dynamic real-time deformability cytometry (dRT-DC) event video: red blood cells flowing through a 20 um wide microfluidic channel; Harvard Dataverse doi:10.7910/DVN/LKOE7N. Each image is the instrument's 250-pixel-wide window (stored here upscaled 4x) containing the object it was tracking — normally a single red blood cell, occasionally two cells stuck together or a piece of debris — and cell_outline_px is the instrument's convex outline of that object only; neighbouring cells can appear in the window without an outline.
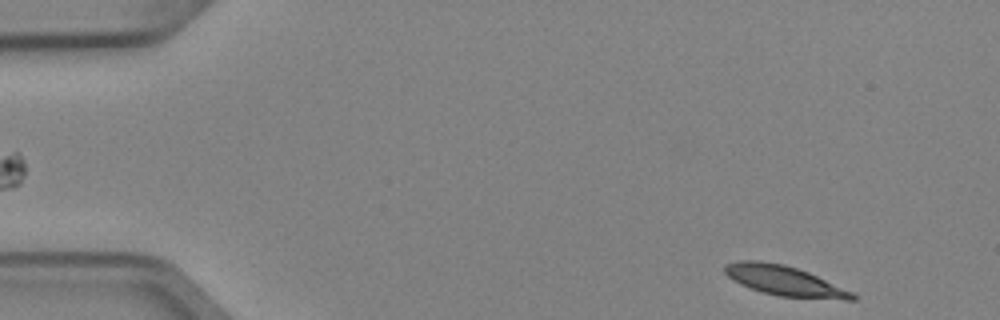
{"species": "Egyptian fruit bat (a non-hibernating species)", "species_latin": "Rousettus aegyptiacus", "temperature_condition": "cold", "stored_images_in_passage": 5, "segment_of_instrument_passage": [2, 2], "camera_frame_rate_fps": 3000, "um_per_image_px": 0.085, "animal": {"sex": "female"}, "frame": {"image": 1, "passage_image": 5, "time_ms": 1.333, "image_size_px": [1000, 320], "cell_outline_px": [[856, 300], [844, 300], [780, 296], [748, 288], [732, 280], [724, 272], [724, 264], [740, 260], [760, 260], [784, 264], [808, 272], [852, 292], [856, 296]], "centroid_in_image_um": [66.63, 23.85], "position_along_channel_um": 18.4, "area_um2": 22.2}}